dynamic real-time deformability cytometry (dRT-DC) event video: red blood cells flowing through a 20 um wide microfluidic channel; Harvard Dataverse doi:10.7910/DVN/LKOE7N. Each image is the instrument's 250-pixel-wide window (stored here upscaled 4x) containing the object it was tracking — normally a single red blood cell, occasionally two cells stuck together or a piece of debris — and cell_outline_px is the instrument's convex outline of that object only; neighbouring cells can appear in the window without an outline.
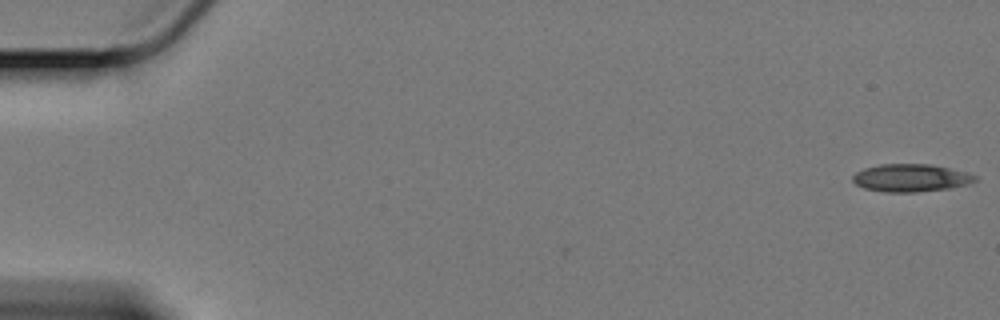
{"species": "Egyptian fruit bat (a non-hibernating species)", "species_latin": "Rousettus aegyptiacus", "temperature_condition": "cold", "stored_images_in_passage": 59, "camera_frame_rate_fps": 3000, "um_per_image_px": 0.085, "animal": {"sex": "female"}, "frame": {"image": 1, "passage_image": 1, "time_ms": 0.0, "image_size_px": [1000, 320], "cell_outline_px": [[980, 180], [968, 184], [952, 188], [916, 192], [884, 192], [864, 188], [856, 184], [852, 180], [852, 176], [856, 172], [864, 168], [880, 164], [932, 164], [968, 172], [976, 176]], "centroid_in_image_um": [77.46, 15.12], "position_along_channel_um": 7.5, "area_um2": 20.0}}
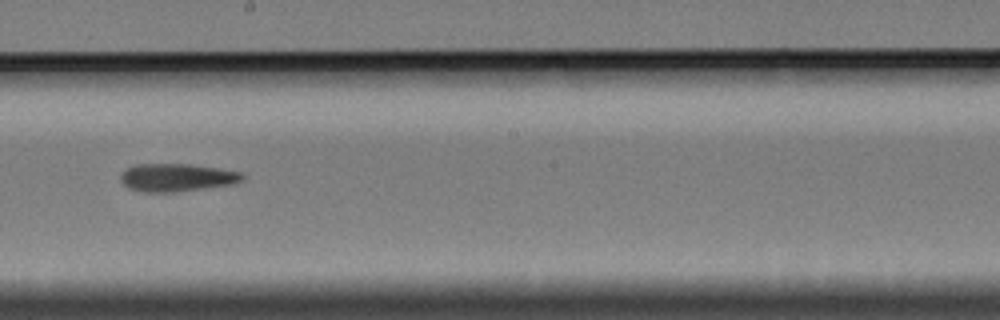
{"frame": {"image": 2, "passage_image": 34, "time_ms": 11.0, "image_size_px": [1000, 320], "cell_outline_px": [[244, 180], [232, 184], [172, 192], [144, 192], [128, 188], [120, 180], [120, 176], [128, 168], [136, 164], [188, 164], [216, 168], [240, 172], [244, 176]], "centroid_in_image_um": [15.01, 15.09], "position_along_channel_um": 233.2, "area_um2": 19.48}}
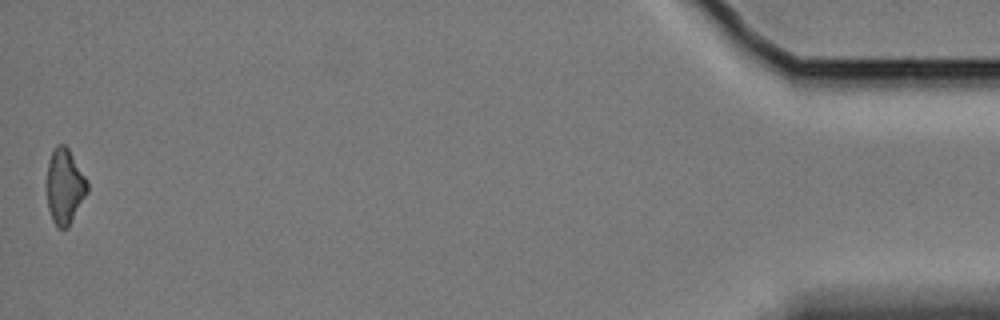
{"frame": {"image": 3, "passage_image": 59, "time_ms": 19.333, "image_size_px": [1000, 320], "cell_outline_px": [[88, 192], [68, 228], [60, 228], [52, 220], [48, 208], [48, 160], [56, 144], [64, 144], [68, 148], [88, 180]], "centroid_in_image_um": [5.53, 15.83], "position_along_channel_um": 429.7, "area_um2": 17.63}}